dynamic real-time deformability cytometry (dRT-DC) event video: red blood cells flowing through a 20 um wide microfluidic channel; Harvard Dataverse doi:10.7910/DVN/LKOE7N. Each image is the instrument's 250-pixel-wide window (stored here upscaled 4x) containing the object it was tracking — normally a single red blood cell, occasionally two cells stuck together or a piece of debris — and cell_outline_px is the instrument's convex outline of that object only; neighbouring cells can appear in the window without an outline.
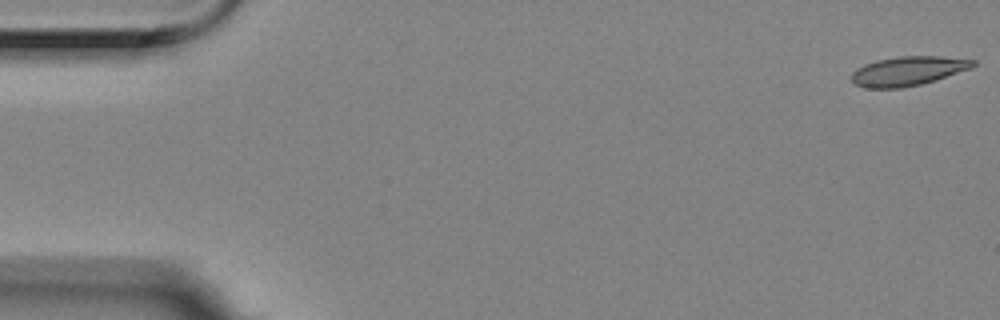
{"species": "Egyptian fruit bat (a non-hibernating species)", "species_latin": "Rousettus aegyptiacus", "temperature_condition": "room temperature", "stored_images_in_passage": 5, "camera_frame_rate_fps": 3000, "um_per_image_px": 0.085, "animal": {"sex": "female"}, "frame": {"image": 1, "passage_image": 1, "time_ms": 0.0, "image_size_px": [1000, 320], "cell_outline_px": [[976, 64], [972, 68], [936, 80], [920, 84], [900, 88], [864, 88], [856, 84], [852, 80], [852, 72], [856, 68], [864, 64], [876, 60], [900, 56], [940, 56], [976, 60]], "centroid_in_image_um": [77.19, 6.03], "position_along_channel_um": 7.8, "area_um2": 20.75}}